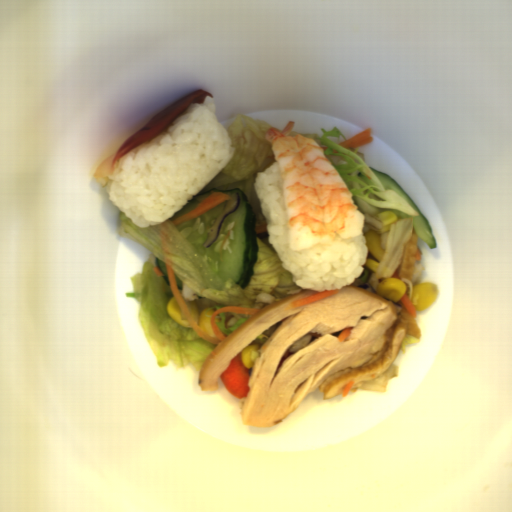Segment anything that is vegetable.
<instances>
[{
  "label": "vegetable",
  "instance_id": "add77e79",
  "mask_svg": "<svg viewBox=\"0 0 512 512\" xmlns=\"http://www.w3.org/2000/svg\"><path fill=\"white\" fill-rule=\"evenodd\" d=\"M118 219L119 235L151 251L141 272L131 278L132 292L125 295L138 303L137 319L159 368L172 364L174 369L191 366L199 372L218 343H209L192 327L182 326L168 314L167 305L173 295L170 284L154 271L157 258L196 292L198 299L194 302L199 314L206 309H212L214 313L224 307L259 309L273 305L257 302L259 293L275 296L277 303L313 290L298 286L293 281V274L283 268V261L271 244L268 231L257 234V262L252 266L253 275L248 286L241 288L216 274L171 217L149 228L133 224L121 210Z\"/></svg>",
  "mask_w": 512,
  "mask_h": 512
},
{
  "label": "vegetable",
  "instance_id": "ea0f7189",
  "mask_svg": "<svg viewBox=\"0 0 512 512\" xmlns=\"http://www.w3.org/2000/svg\"><path fill=\"white\" fill-rule=\"evenodd\" d=\"M322 135L305 134L290 131L289 136L302 134L317 142L324 150L325 157L336 169L352 193L354 205L364 216L368 214L378 219V215L388 209H394L409 215V218L398 219L391 224L388 232L381 234V245L384 255L379 263L377 272L368 271V280L363 283L358 278L348 286H357L377 295L380 282L387 278H393L395 272L401 266L402 256L406 243L414 232L413 217L419 216L418 212L394 189L385 188L377 175L366 164L364 154L360 146L343 148L329 137L343 138L347 140L337 127L332 131L320 128ZM381 222V221H380Z\"/></svg>",
  "mask_w": 512,
  "mask_h": 512
},
{
  "label": "vegetable",
  "instance_id": "f7b5029e",
  "mask_svg": "<svg viewBox=\"0 0 512 512\" xmlns=\"http://www.w3.org/2000/svg\"><path fill=\"white\" fill-rule=\"evenodd\" d=\"M275 128L265 120H254L249 116L237 114L226 129L232 139L234 154L230 161L217 175L196 195L210 189H242L256 218L257 225H268L261 201L256 195L255 183L257 173L264 172L274 162L272 145L265 138L267 129Z\"/></svg>",
  "mask_w": 512,
  "mask_h": 512
},
{
  "label": "vegetable",
  "instance_id": "96ceb2fe",
  "mask_svg": "<svg viewBox=\"0 0 512 512\" xmlns=\"http://www.w3.org/2000/svg\"><path fill=\"white\" fill-rule=\"evenodd\" d=\"M398 377H399L398 366L392 362L385 373H383L382 375H380L379 377L375 378L372 381H369L367 383L357 386L356 388L350 390L349 392H353V391H357V390H367V391L384 392L385 393L387 390L388 383L393 378H398Z\"/></svg>",
  "mask_w": 512,
  "mask_h": 512
},
{
  "label": "vegetable",
  "instance_id": "f1789d4c",
  "mask_svg": "<svg viewBox=\"0 0 512 512\" xmlns=\"http://www.w3.org/2000/svg\"><path fill=\"white\" fill-rule=\"evenodd\" d=\"M251 314L235 313V312H221L216 317V324L224 337H227L232 331L241 326L249 318Z\"/></svg>",
  "mask_w": 512,
  "mask_h": 512
},
{
  "label": "vegetable",
  "instance_id": "8f37a823",
  "mask_svg": "<svg viewBox=\"0 0 512 512\" xmlns=\"http://www.w3.org/2000/svg\"><path fill=\"white\" fill-rule=\"evenodd\" d=\"M424 266L421 263L414 262L411 280L400 278L405 286V295L411 300L414 286L421 284V277L424 271Z\"/></svg>",
  "mask_w": 512,
  "mask_h": 512
},
{
  "label": "vegetable",
  "instance_id": "6e5ebb59",
  "mask_svg": "<svg viewBox=\"0 0 512 512\" xmlns=\"http://www.w3.org/2000/svg\"><path fill=\"white\" fill-rule=\"evenodd\" d=\"M283 323V320L270 326L268 329L263 331L257 338H255L250 345H258V351L263 347L270 336L277 330V328Z\"/></svg>",
  "mask_w": 512,
  "mask_h": 512
},
{
  "label": "vegetable",
  "instance_id": "b0100df1",
  "mask_svg": "<svg viewBox=\"0 0 512 512\" xmlns=\"http://www.w3.org/2000/svg\"><path fill=\"white\" fill-rule=\"evenodd\" d=\"M419 342H420L419 338L415 339L408 335L405 338H403L399 351H401L402 354H405L406 353V345L418 344Z\"/></svg>",
  "mask_w": 512,
  "mask_h": 512
},
{
  "label": "vegetable",
  "instance_id": "8f987158",
  "mask_svg": "<svg viewBox=\"0 0 512 512\" xmlns=\"http://www.w3.org/2000/svg\"><path fill=\"white\" fill-rule=\"evenodd\" d=\"M392 303H393V305H394V307L396 308V310H397V312H398V313H399L400 311H406V312H407V310H406V308H405V306H404V304H403V302H402V300H401V299H400L399 301H394V302H392Z\"/></svg>",
  "mask_w": 512,
  "mask_h": 512
},
{
  "label": "vegetable",
  "instance_id": "a930682d",
  "mask_svg": "<svg viewBox=\"0 0 512 512\" xmlns=\"http://www.w3.org/2000/svg\"><path fill=\"white\" fill-rule=\"evenodd\" d=\"M368 230H369V229H367V228L363 227L364 235H365V233H366Z\"/></svg>",
  "mask_w": 512,
  "mask_h": 512
}]
</instances>
